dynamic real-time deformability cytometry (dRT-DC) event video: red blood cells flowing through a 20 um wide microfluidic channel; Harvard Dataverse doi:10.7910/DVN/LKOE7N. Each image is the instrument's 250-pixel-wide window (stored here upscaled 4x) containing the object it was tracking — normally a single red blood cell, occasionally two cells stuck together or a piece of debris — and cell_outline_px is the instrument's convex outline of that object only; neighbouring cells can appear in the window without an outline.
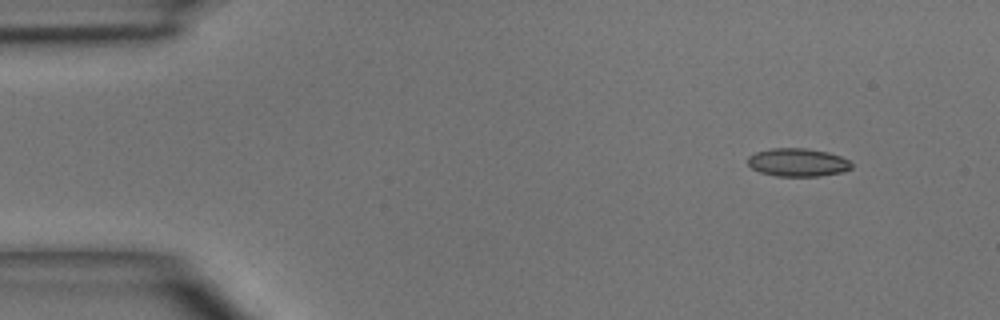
{"species": "common noctule bat (a hibernating species)", "species_latin": "Nyctalus noctula", "temperature_condition": "room temperature", "stored_images_in_passage": 5, "camera_frame_rate_fps": 3000, "um_per_image_px": 0.085, "animal": {"sex": "male", "body_mass_g": 15.6}, "frame": {"image": 1, "passage_image": 1, "time_ms": 0.0, "image_size_px": [1000, 320], "cell_outline_px": [[852, 168], [840, 172], [816, 176], [776, 176], [760, 172], [752, 168], [748, 164], [748, 156], [756, 152], [772, 148], [804, 148], [828, 152], [840, 156], [848, 160], [852, 164]], "centroid_in_image_um": [67.79, 13.8], "position_along_channel_um": 17.2, "area_um2": 16.88}}
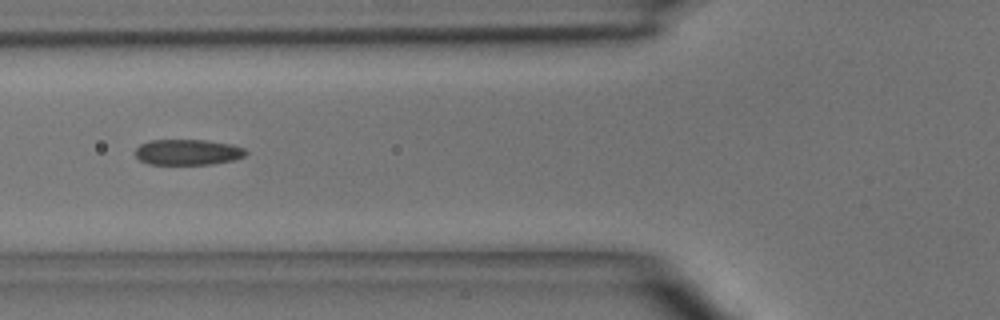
{"frame": {"image": 2, "passage_image": 4, "time_ms": 4.333, "image_size_px": [1000, 320], "cell_outline_px": [[248, 152], [244, 156], [232, 160], [212, 164], [148, 164], [140, 160], [136, 156], [136, 148], [140, 144], [148, 140], [208, 140], [232, 144], [244, 148]], "centroid_in_image_um": [15.96, 12.92], "position_along_channel_um": 109.8, "area_um2": 16.59}}
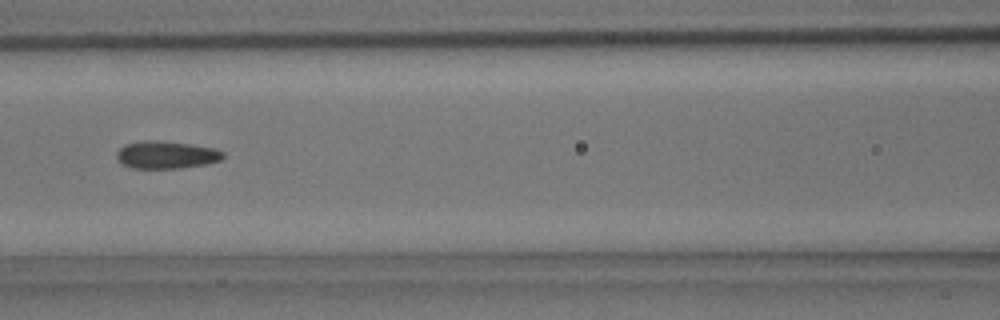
{"frame": {"image": 3, "passage_image": 5, "time_ms": 5.333, "image_size_px": [1000, 320], "cell_outline_px": [[224, 156], [220, 160], [208, 164], [180, 168], [132, 168], [124, 164], [116, 156], [116, 152], [124, 144], [144, 140], [152, 140], [192, 144], [212, 148], [224, 152]], "centroid_in_image_um": [14.14, 13.16], "position_along_channel_um": 152.5, "area_um2": 16.99}}